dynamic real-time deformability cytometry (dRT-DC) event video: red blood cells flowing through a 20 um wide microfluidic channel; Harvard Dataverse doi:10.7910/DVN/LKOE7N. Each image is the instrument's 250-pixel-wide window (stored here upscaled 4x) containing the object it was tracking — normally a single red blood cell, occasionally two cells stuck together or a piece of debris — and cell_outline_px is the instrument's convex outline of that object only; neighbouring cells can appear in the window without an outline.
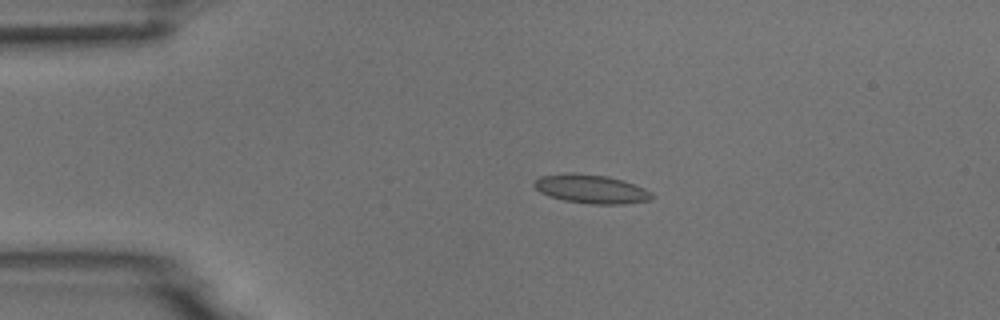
{"species": "common noctule bat (a hibernating species)", "species_latin": "Nyctalus noctula", "temperature_condition": "room temperature", "stored_images_in_passage": 5, "camera_frame_rate_fps": 3000, "um_per_image_px": 0.085, "animal": {"sex": "male", "body_mass_g": 18.8}, "frame": {"image": 1, "passage_image": 4, "time_ms": 3.333, "image_size_px": [1000, 320], "cell_outline_px": [[656, 196], [652, 200], [624, 204], [592, 204], [564, 200], [548, 196], [540, 192], [532, 184], [540, 176], [564, 172], [572, 172], [608, 176], [624, 180], [644, 188], [652, 192]], "centroid_in_image_um": [50.27, 16.06], "position_along_channel_um": 34.7, "area_um2": 20.06}}